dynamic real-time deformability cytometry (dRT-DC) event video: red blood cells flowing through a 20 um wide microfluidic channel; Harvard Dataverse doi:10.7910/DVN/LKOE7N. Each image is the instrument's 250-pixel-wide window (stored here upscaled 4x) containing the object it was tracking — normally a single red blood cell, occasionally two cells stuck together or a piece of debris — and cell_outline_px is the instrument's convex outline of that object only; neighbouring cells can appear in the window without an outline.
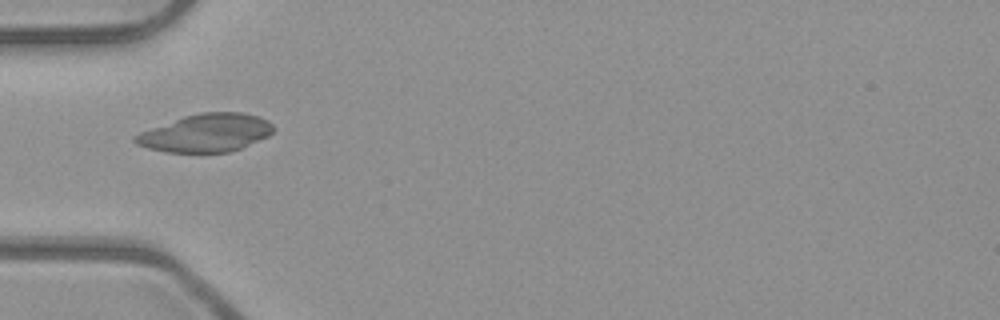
{"species": "common noctule bat (a hibernating species)", "species_latin": "Nyctalus noctula", "temperature_condition": "room temperature", "stored_images_in_passage": 43, "camera_frame_rate_fps": 3000, "um_per_image_px": 0.085, "animal": {"sex": "male", "body_mass_g": 23.1, "forearm_length_mm": 52.7}, "frame": {"image": 1, "passage_image": 8, "time_ms": 2.333, "image_size_px": [1000, 320], "cell_outline_px": [[272, 132], [268, 136], [240, 148], [228, 152], [164, 152], [148, 148], [136, 144], [132, 140], [132, 136], [140, 132], [184, 116], [200, 112], [244, 112], [260, 116], [268, 120], [272, 124]], "centroid_in_image_um": [17.49, 11.29], "position_along_channel_um": 67.5, "area_um2": 30.52}}
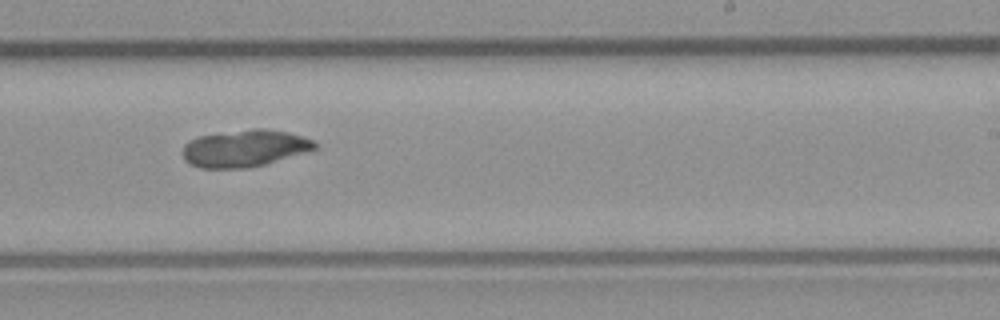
{"frame": {"image": 2, "passage_image": 23, "time_ms": 7.333, "image_size_px": [1000, 320], "cell_outline_px": [[316, 148], [308, 152], [264, 164], [244, 168], [200, 168], [184, 160], [184, 144], [188, 140], [200, 136], [252, 128], [268, 128], [288, 132], [316, 140]], "centroid_in_image_um": [20.83, 12.59], "position_along_channel_um": 268.2, "area_um2": 28.5}}
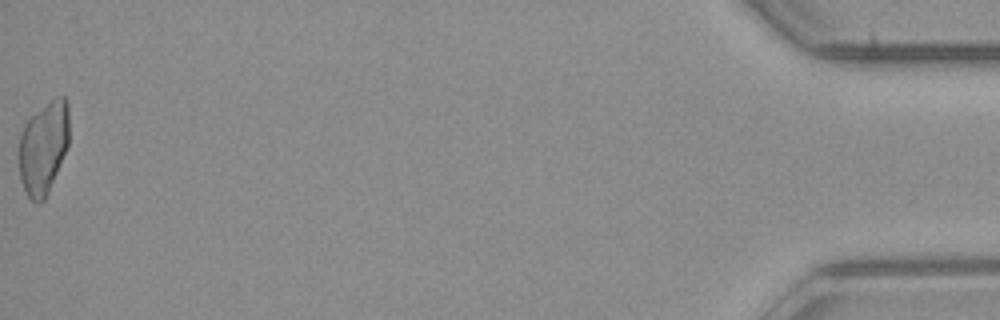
{"frame": {"image": 3, "passage_image": 43, "time_ms": 14.0, "image_size_px": [1000, 320], "cell_outline_px": [[68, 144], [48, 192], [44, 200], [36, 204], [28, 196], [20, 180], [16, 156], [16, 152], [20, 136], [24, 124], [32, 116], [56, 96], [64, 96], [68, 100]], "centroid_in_image_um": [3.65, 12.56], "position_along_channel_um": 431.6, "area_um2": 27.28}}